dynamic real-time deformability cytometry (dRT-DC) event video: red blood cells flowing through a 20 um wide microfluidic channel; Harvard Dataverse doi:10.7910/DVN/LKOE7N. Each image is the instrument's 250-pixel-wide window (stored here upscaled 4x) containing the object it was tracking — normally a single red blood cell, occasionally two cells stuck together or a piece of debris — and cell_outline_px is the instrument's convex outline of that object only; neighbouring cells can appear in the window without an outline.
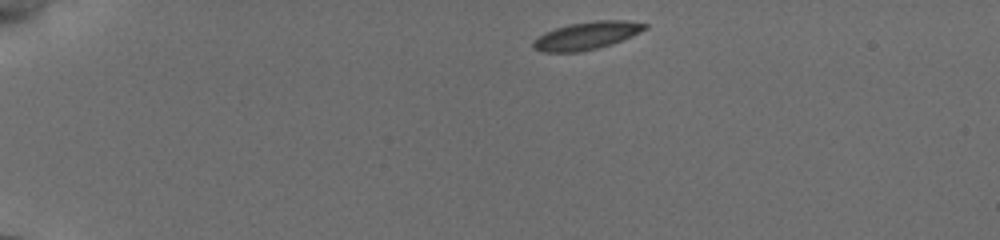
{"species": "common noctule bat (a hibernating species)", "species_latin": "Nyctalus noctula", "temperature_condition": "cold", "stored_images_in_passage": 43, "camera_frame_rate_fps": 3000, "um_per_image_px": 0.085, "animal": {"sex": "female", "body_mass_g": 19.5, "forearm_length_mm": 54.1}, "frame": {"image": 1, "passage_image": 1, "time_ms": 0.0, "image_size_px": [1000, 240], "cell_outline_px": [[648, 28], [632, 36], [612, 44], [580, 52], [544, 52], [532, 48], [532, 44], [544, 32], [556, 28], [572, 24], [596, 20], [624, 20], [648, 24]], "centroid_in_image_um": [49.9, 3.03], "position_along_channel_um": 35.1, "area_um2": 17.86}}
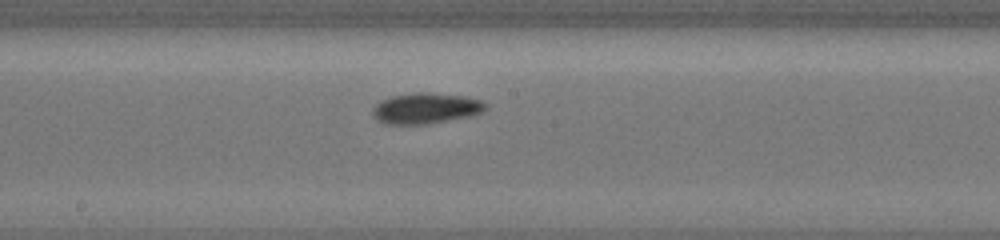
{"frame": {"image": 2, "passage_image": 19, "time_ms": 6.667, "image_size_px": [1000, 240], "cell_outline_px": [[488, 108], [480, 112], [468, 116], [424, 124], [388, 124], [380, 120], [372, 112], [372, 108], [380, 100], [392, 96], [416, 92], [432, 92], [468, 96], [484, 100], [488, 104]], "centroid_in_image_um": [36.25, 9.17], "position_along_channel_um": 212.0, "area_um2": 20.23}}
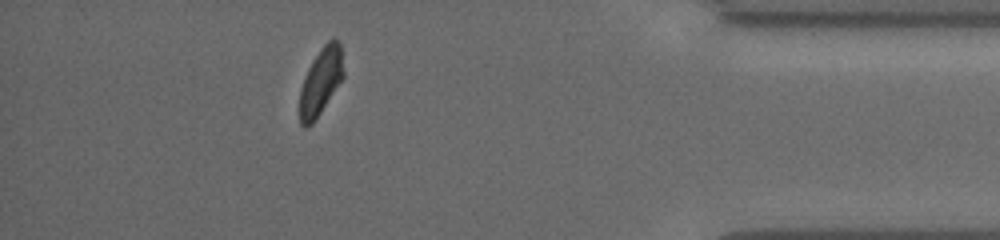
{"frame": {"image": 3, "passage_image": 38, "time_ms": 12.667, "image_size_px": [1000, 240], "cell_outline_px": [[344, 76], [312, 124], [304, 128], [300, 124], [300, 88], [308, 68], [312, 60], [320, 48], [332, 36], [340, 44], [344, 72]], "centroid_in_image_um": [27.26, 6.89], "position_along_channel_um": 407.9, "area_um2": 16.94}, "authors_computed_cell_mechanics": {"area_um2": 18.0336, "velocity_mm_per_s": 3.8068, "shape_relaxation_time_tau1_ms": 2.3473, "shape_relaxation_time_tau2_ms": null, "deformation_change_tau1": 0.0923, "deformation_change_tau2": null}}